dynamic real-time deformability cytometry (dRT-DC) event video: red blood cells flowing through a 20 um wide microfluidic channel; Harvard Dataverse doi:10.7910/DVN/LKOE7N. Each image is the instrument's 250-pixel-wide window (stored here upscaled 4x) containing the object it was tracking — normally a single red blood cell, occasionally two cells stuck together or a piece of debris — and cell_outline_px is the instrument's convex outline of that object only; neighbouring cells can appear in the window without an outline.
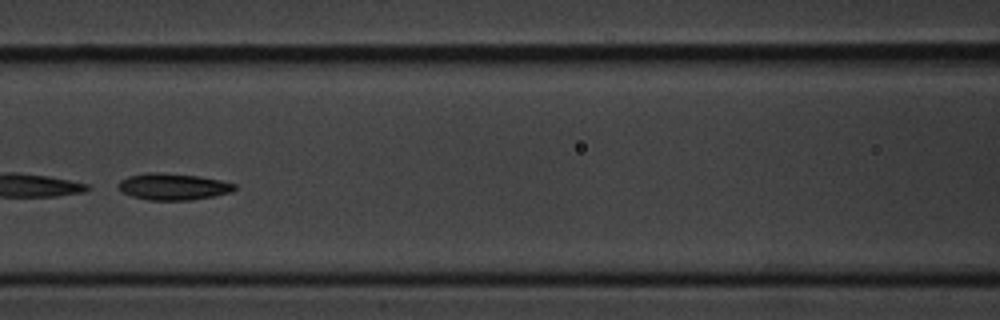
{"species": "common noctule bat (a hibernating species)", "species_latin": "Nyctalus noctula", "temperature_condition": "cold", "stored_images_in_passage": 47, "camera_frame_rate_fps": 3000, "um_per_image_px": 0.085, "animal": {"sex": "male", "body_mass_g": 20.1, "forearm_length_mm": 53.5}, "frame": {"image": 1, "passage_image": 16, "time_ms": 5.0, "image_size_px": [1000, 320], "cell_outline_px": [[236, 188], [232, 192], [192, 200], [148, 200], [132, 196], [124, 192], [116, 184], [120, 180], [128, 176], [148, 172], [156, 172], [200, 176], [220, 180], [236, 184]], "centroid_in_image_um": [14.72, 15.86], "position_along_channel_um": 151.9, "area_um2": 17.98}}
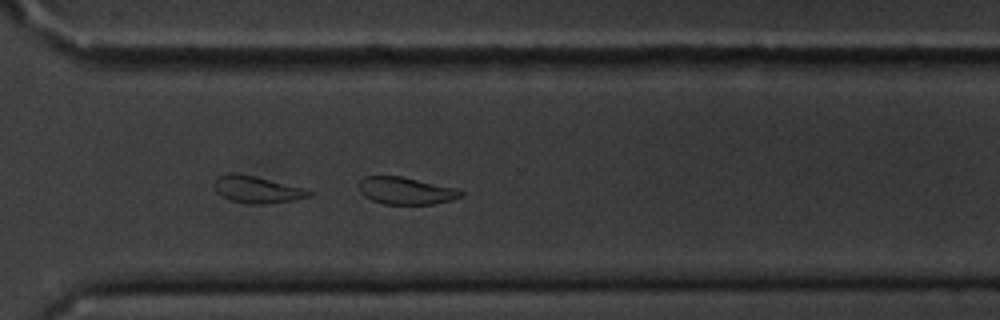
{"frame": {"image": 2, "passage_image": 32, "time_ms": 10.333, "image_size_px": [1000, 320], "cell_outline_px": [[464, 196], [452, 200], [436, 204], [384, 204], [372, 200], [364, 196], [360, 192], [360, 180], [364, 176], [400, 176], [456, 188], [464, 192]], "centroid_in_image_um": [34.53, 16.22], "position_along_channel_um": 336.1, "area_um2": 16.18}}
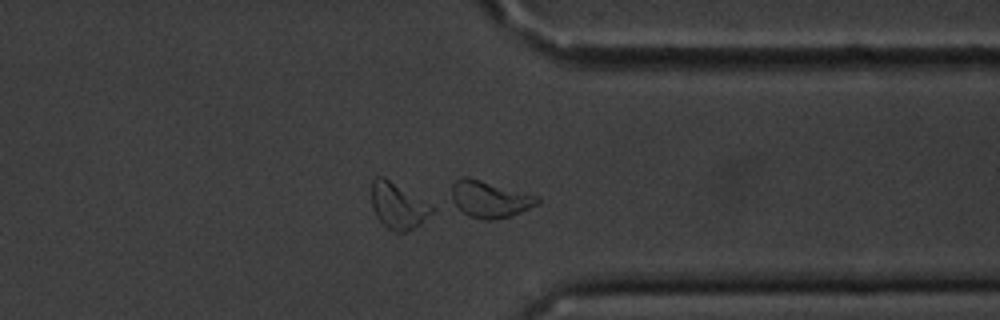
{"frame": {"image": 3, "passage_image": 35, "time_ms": 11.333, "image_size_px": [1000, 320], "cell_outline_px": [[540, 200], [536, 204], [520, 212], [508, 216], [492, 220], [484, 220], [468, 216], [452, 204], [452, 184], [456, 180], [464, 176], [468, 176], [540, 196]], "centroid_in_image_um": [41.6, 16.92], "position_along_channel_um": 369.8, "area_um2": 18.44}, "authors_computed_cell_mechanics": {"area_um2": 18.4382, "velocity_mm_per_s": 3.4602, "shape_relaxation_time_tau1_ms": 0.8272, "shape_relaxation_time_tau2_ms": 3.308, "deformation_change_tau1": 0.2505, "deformation_change_tau2": 0.0873}}